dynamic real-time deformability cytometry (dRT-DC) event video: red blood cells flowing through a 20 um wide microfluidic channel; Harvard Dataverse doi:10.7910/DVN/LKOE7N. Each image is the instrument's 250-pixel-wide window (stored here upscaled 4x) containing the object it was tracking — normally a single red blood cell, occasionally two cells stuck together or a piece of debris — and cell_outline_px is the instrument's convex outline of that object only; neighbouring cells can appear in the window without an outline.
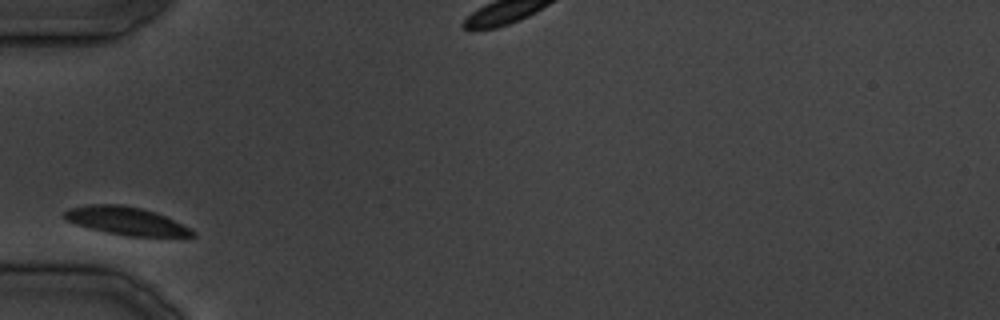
{"species": "common noctule bat (a hibernating species)", "species_latin": "Nyctalus noctula", "temperature_condition": "cold", "stored_images_in_passage": 20, "camera_frame_rate_fps": 3000, "um_per_image_px": 0.085, "animal": {"sex": "male", "body_mass_g": 19.5, "forearm_length_mm": 54.6}, "frame": {"image": 1, "passage_image": 1, "time_ms": 0.0, "image_size_px": [1000, 320], "cell_outline_px": [[196, 236], [188, 240], [128, 236], [104, 232], [88, 228], [64, 220], [64, 212], [68, 208], [88, 204], [120, 204], [140, 208], [156, 212], [196, 232]], "centroid_in_image_um": [10.82, 18.83], "position_along_channel_um": 74.2, "area_um2": 21.73}}
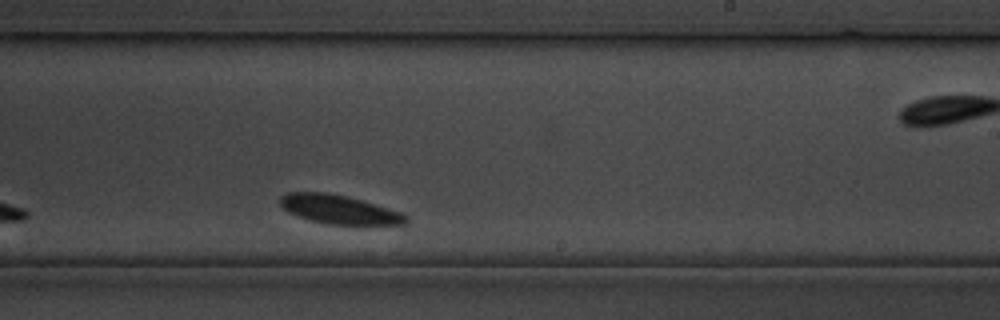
{"frame": {"image": 2, "passage_image": 12, "time_ms": 14.333, "image_size_px": [1000, 320], "cell_outline_px": [[408, 220], [404, 224], [324, 224], [288, 212], [280, 204], [280, 196], [288, 192], [328, 192], [360, 200], [400, 212], [408, 216]], "centroid_in_image_um": [28.79, 17.8], "position_along_channel_um": 260.2, "area_um2": 20.69}}
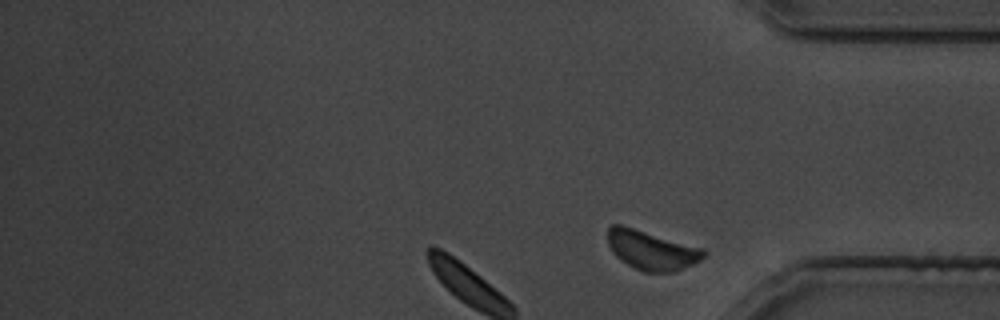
{"frame": {"image": 3, "passage_image": 20, "time_ms": 23.667, "image_size_px": [1000, 320], "cell_outline_px": [[708, 252], [700, 260], [692, 264], [672, 272], [644, 272], [620, 260], [612, 252], [608, 244], [608, 228], [612, 224], [620, 224], [704, 248]], "centroid_in_image_um": [55.38, 21.25], "position_along_channel_um": 379.8, "area_um2": 21.85}}